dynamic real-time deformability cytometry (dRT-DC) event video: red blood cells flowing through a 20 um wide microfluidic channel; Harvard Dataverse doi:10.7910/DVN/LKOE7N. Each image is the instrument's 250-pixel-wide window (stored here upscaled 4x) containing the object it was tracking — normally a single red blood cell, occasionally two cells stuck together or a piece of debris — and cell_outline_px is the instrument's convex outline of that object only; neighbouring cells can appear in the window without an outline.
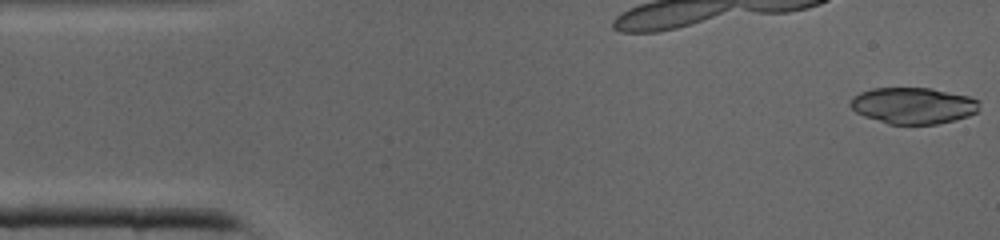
{"species": "common noctule bat (a hibernating species)", "species_latin": "Nyctalus noctula", "temperature_condition": "cold", "stored_images_in_passage": 40, "camera_frame_rate_fps": 3000, "um_per_image_px": 0.085, "animal": {"sex": "male", "body_mass_g": 19.0, "forearm_length_mm": 50.8}, "frame": {"image": 1, "passage_image": 1, "time_ms": 0.0, "image_size_px": [1000, 240], "cell_outline_px": [[980, 100], [976, 112], [968, 116], [936, 124], [888, 124], [864, 116], [856, 112], [848, 104], [852, 96], [860, 92], [872, 88], [932, 88], [968, 96]], "centroid_in_image_um": [77.58, 8.97], "position_along_channel_um": 7.4, "area_um2": 27.34}}